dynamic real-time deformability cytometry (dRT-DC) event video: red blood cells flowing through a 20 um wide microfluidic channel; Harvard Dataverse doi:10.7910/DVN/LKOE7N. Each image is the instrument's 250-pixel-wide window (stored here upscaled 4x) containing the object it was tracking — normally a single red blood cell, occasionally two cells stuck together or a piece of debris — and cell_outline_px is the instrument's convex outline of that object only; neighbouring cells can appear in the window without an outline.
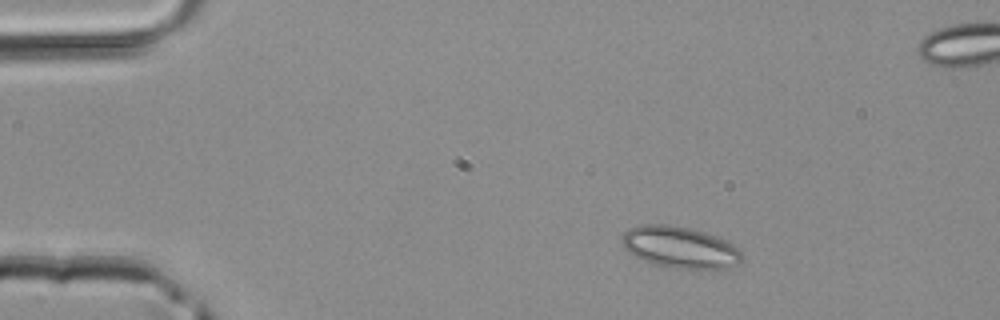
{"species": "common noctule bat (a hibernating species)", "species_latin": "Nyctalus noctula", "temperature_condition": "room temperature", "stored_images_in_passage": 4, "segment_of_instrument_passage": [1, 2], "camera_frame_rate_fps": 3000, "um_per_image_px": 0.085, "animal": {"sex": "male", "body_mass_g": 20.4}, "frame": {"image": 1, "passage_image": 1, "time_ms": 0.0, "image_size_px": [1000, 320], "cell_outline_px": [[740, 264], [728, 268], [668, 268], [632, 256], [624, 248], [620, 240], [624, 232], [640, 224], [668, 224], [692, 228], [716, 236], [732, 244], [740, 252]], "centroid_in_image_um": [57.74, 21.01], "position_along_channel_um": 27.3, "area_um2": 29.02}}